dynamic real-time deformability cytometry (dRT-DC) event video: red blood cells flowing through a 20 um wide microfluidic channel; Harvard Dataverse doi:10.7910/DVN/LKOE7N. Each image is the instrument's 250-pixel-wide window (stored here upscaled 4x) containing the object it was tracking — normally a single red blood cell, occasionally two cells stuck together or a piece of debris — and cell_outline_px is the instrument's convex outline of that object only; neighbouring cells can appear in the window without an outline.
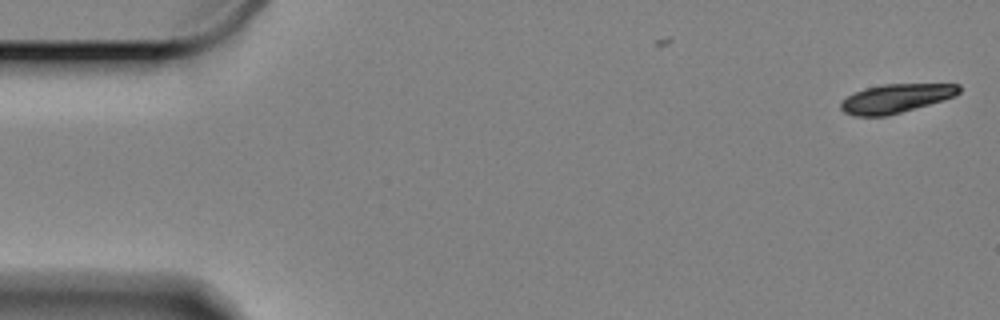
{"species": "Egyptian fruit bat (a non-hibernating species)", "species_latin": "Rousettus aegyptiacus", "temperature_condition": "cold", "stored_images_in_passage": 44, "camera_frame_rate_fps": 3000, "um_per_image_px": 0.085, "animal": {"sex": "female"}, "frame": {"image": 1, "passage_image": 1, "time_ms": 0.0, "image_size_px": [1000, 320], "cell_outline_px": [[960, 92], [956, 96], [888, 116], [852, 116], [844, 112], [840, 108], [840, 100], [864, 88], [884, 84], [960, 84]], "centroid_in_image_um": [76.12, 8.37], "position_along_channel_um": 8.9, "area_um2": 19.88}}
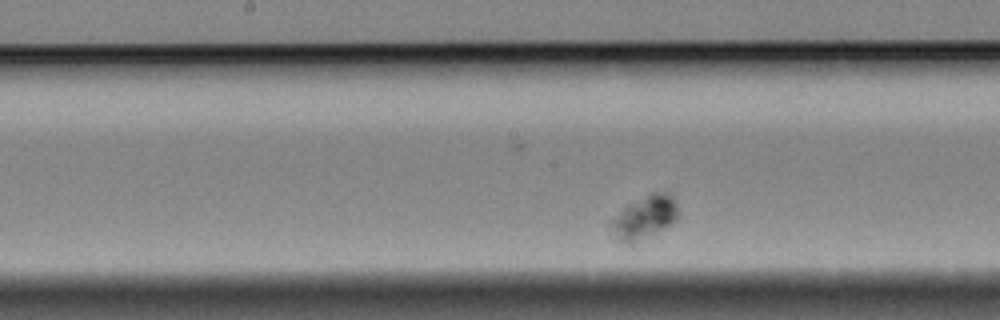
{"frame": {"image": 2, "passage_image": 23, "time_ms": 7.333, "image_size_px": [1000, 320], "cell_outline_px": [[676, 220], [672, 224], [632, 244], [628, 244], [616, 240], [608, 224], [608, 220], [628, 204], [652, 192], [668, 192], [672, 196], [676, 204]], "centroid_in_image_um": [54.71, 18.49], "position_along_channel_um": 193.5, "area_um2": 16.94}}
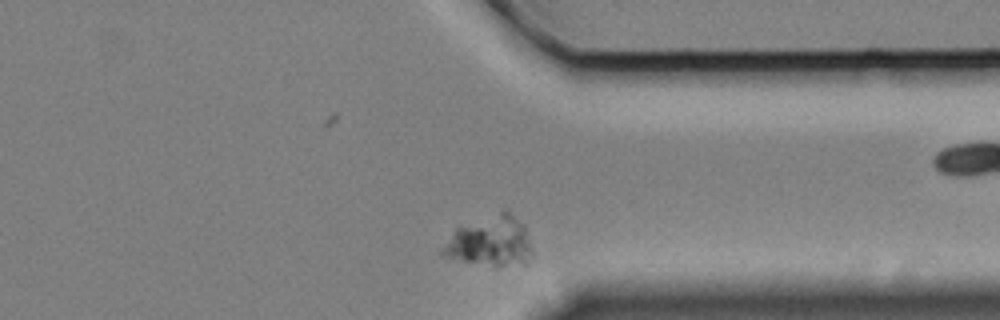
{"frame": {"image": 3, "passage_image": 41, "time_ms": 13.333, "image_size_px": [1000, 320], "cell_outline_px": [[532, 256], [524, 264], [492, 264], [464, 260], [448, 256], [440, 252], [440, 248], [456, 228], [504, 208], [524, 224], [532, 248]], "centroid_in_image_um": [41.71, 20.45], "position_along_channel_um": 369.7, "area_um2": 25.61}}